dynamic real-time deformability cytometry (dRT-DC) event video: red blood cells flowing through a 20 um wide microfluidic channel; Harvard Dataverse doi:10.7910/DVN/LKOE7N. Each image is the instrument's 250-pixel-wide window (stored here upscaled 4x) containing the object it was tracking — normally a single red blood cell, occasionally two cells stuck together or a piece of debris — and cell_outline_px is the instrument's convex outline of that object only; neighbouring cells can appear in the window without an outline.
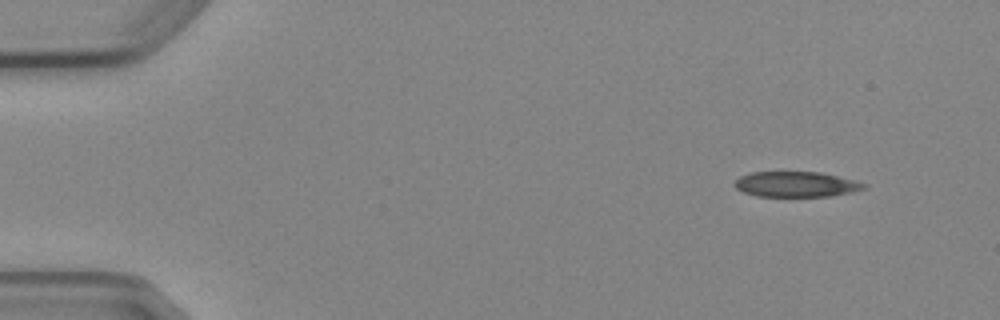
{"species": "Egyptian fruit bat (a non-hibernating species)", "species_latin": "Rousettus aegyptiacus", "temperature_condition": "cold", "stored_images_in_passage": 5, "camera_frame_rate_fps": 3000, "um_per_image_px": 0.085, "animal": {"sex": "female"}, "frame": {"image": 1, "passage_image": 2, "time_ms": 1.333, "image_size_px": [1000, 320], "cell_outline_px": [[868, 188], [852, 192], [832, 196], [756, 196], [744, 192], [736, 188], [732, 184], [740, 176], [752, 172], [820, 172], [868, 184]], "centroid_in_image_um": [67.67, 15.67], "position_along_channel_um": 17.3, "area_um2": 19.07}}